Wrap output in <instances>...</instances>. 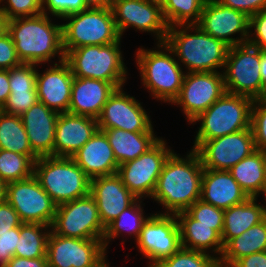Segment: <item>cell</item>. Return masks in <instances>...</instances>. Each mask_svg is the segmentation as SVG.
I'll return each instance as SVG.
<instances>
[{"instance_id": "8", "label": "cell", "mask_w": 266, "mask_h": 267, "mask_svg": "<svg viewBox=\"0 0 266 267\" xmlns=\"http://www.w3.org/2000/svg\"><path fill=\"white\" fill-rule=\"evenodd\" d=\"M62 46L69 50L89 45H106L117 42L121 36L116 28L111 8H88L63 18Z\"/></svg>"}, {"instance_id": "55", "label": "cell", "mask_w": 266, "mask_h": 267, "mask_svg": "<svg viewBox=\"0 0 266 267\" xmlns=\"http://www.w3.org/2000/svg\"><path fill=\"white\" fill-rule=\"evenodd\" d=\"M7 183L0 179V203L6 201Z\"/></svg>"}, {"instance_id": "39", "label": "cell", "mask_w": 266, "mask_h": 267, "mask_svg": "<svg viewBox=\"0 0 266 267\" xmlns=\"http://www.w3.org/2000/svg\"><path fill=\"white\" fill-rule=\"evenodd\" d=\"M36 64H24L9 69L10 92L37 91Z\"/></svg>"}, {"instance_id": "7", "label": "cell", "mask_w": 266, "mask_h": 267, "mask_svg": "<svg viewBox=\"0 0 266 267\" xmlns=\"http://www.w3.org/2000/svg\"><path fill=\"white\" fill-rule=\"evenodd\" d=\"M252 98L225 92L193 123L201 122L194 142H205L251 128Z\"/></svg>"}, {"instance_id": "38", "label": "cell", "mask_w": 266, "mask_h": 267, "mask_svg": "<svg viewBox=\"0 0 266 267\" xmlns=\"http://www.w3.org/2000/svg\"><path fill=\"white\" fill-rule=\"evenodd\" d=\"M186 212L196 220V224L213 226V229L222 235L224 227V210L216 208L199 199L190 206Z\"/></svg>"}, {"instance_id": "53", "label": "cell", "mask_w": 266, "mask_h": 267, "mask_svg": "<svg viewBox=\"0 0 266 267\" xmlns=\"http://www.w3.org/2000/svg\"><path fill=\"white\" fill-rule=\"evenodd\" d=\"M260 73L262 82L266 81V50H260Z\"/></svg>"}, {"instance_id": "19", "label": "cell", "mask_w": 266, "mask_h": 267, "mask_svg": "<svg viewBox=\"0 0 266 267\" xmlns=\"http://www.w3.org/2000/svg\"><path fill=\"white\" fill-rule=\"evenodd\" d=\"M106 252L101 239H78L55 234L47 240L48 267H92Z\"/></svg>"}, {"instance_id": "10", "label": "cell", "mask_w": 266, "mask_h": 267, "mask_svg": "<svg viewBox=\"0 0 266 267\" xmlns=\"http://www.w3.org/2000/svg\"><path fill=\"white\" fill-rule=\"evenodd\" d=\"M51 230L65 237L103 240L105 227L100 221L94 197L88 194L58 205Z\"/></svg>"}, {"instance_id": "2", "label": "cell", "mask_w": 266, "mask_h": 267, "mask_svg": "<svg viewBox=\"0 0 266 267\" xmlns=\"http://www.w3.org/2000/svg\"><path fill=\"white\" fill-rule=\"evenodd\" d=\"M50 19L41 13L8 21V33L21 63L46 64L57 55L59 62L65 60L62 24H54Z\"/></svg>"}, {"instance_id": "20", "label": "cell", "mask_w": 266, "mask_h": 267, "mask_svg": "<svg viewBox=\"0 0 266 267\" xmlns=\"http://www.w3.org/2000/svg\"><path fill=\"white\" fill-rule=\"evenodd\" d=\"M90 194L96 200L99 218L104 227L138 199L117 173L91 179Z\"/></svg>"}, {"instance_id": "15", "label": "cell", "mask_w": 266, "mask_h": 267, "mask_svg": "<svg viewBox=\"0 0 266 267\" xmlns=\"http://www.w3.org/2000/svg\"><path fill=\"white\" fill-rule=\"evenodd\" d=\"M111 9L121 38L132 27L153 33L158 43L165 42L169 26L159 0H112Z\"/></svg>"}, {"instance_id": "16", "label": "cell", "mask_w": 266, "mask_h": 267, "mask_svg": "<svg viewBox=\"0 0 266 267\" xmlns=\"http://www.w3.org/2000/svg\"><path fill=\"white\" fill-rule=\"evenodd\" d=\"M226 92L223 73L191 72L185 73L178 97L172 105H179L192 122L200 113L206 111Z\"/></svg>"}, {"instance_id": "58", "label": "cell", "mask_w": 266, "mask_h": 267, "mask_svg": "<svg viewBox=\"0 0 266 267\" xmlns=\"http://www.w3.org/2000/svg\"><path fill=\"white\" fill-rule=\"evenodd\" d=\"M266 196V151H264V197Z\"/></svg>"}, {"instance_id": "4", "label": "cell", "mask_w": 266, "mask_h": 267, "mask_svg": "<svg viewBox=\"0 0 266 267\" xmlns=\"http://www.w3.org/2000/svg\"><path fill=\"white\" fill-rule=\"evenodd\" d=\"M157 47L158 50L139 48L135 53L136 64L148 92L155 99L170 104L178 97L186 72L165 42L157 43Z\"/></svg>"}, {"instance_id": "21", "label": "cell", "mask_w": 266, "mask_h": 267, "mask_svg": "<svg viewBox=\"0 0 266 267\" xmlns=\"http://www.w3.org/2000/svg\"><path fill=\"white\" fill-rule=\"evenodd\" d=\"M58 63L54 62V66L44 73L37 70L36 90L39 102L58 113H65L69 110L74 76L65 60Z\"/></svg>"}, {"instance_id": "22", "label": "cell", "mask_w": 266, "mask_h": 267, "mask_svg": "<svg viewBox=\"0 0 266 267\" xmlns=\"http://www.w3.org/2000/svg\"><path fill=\"white\" fill-rule=\"evenodd\" d=\"M98 129L95 118L69 112L60 113L55 127L54 157H71Z\"/></svg>"}, {"instance_id": "52", "label": "cell", "mask_w": 266, "mask_h": 267, "mask_svg": "<svg viewBox=\"0 0 266 267\" xmlns=\"http://www.w3.org/2000/svg\"><path fill=\"white\" fill-rule=\"evenodd\" d=\"M87 8H111L112 0H84Z\"/></svg>"}, {"instance_id": "42", "label": "cell", "mask_w": 266, "mask_h": 267, "mask_svg": "<svg viewBox=\"0 0 266 267\" xmlns=\"http://www.w3.org/2000/svg\"><path fill=\"white\" fill-rule=\"evenodd\" d=\"M251 129L257 150L266 151V104L254 101L251 109Z\"/></svg>"}, {"instance_id": "40", "label": "cell", "mask_w": 266, "mask_h": 267, "mask_svg": "<svg viewBox=\"0 0 266 267\" xmlns=\"http://www.w3.org/2000/svg\"><path fill=\"white\" fill-rule=\"evenodd\" d=\"M5 0H0V4ZM0 6L2 13L12 20L15 18L36 16L42 12V0H7Z\"/></svg>"}, {"instance_id": "36", "label": "cell", "mask_w": 266, "mask_h": 267, "mask_svg": "<svg viewBox=\"0 0 266 267\" xmlns=\"http://www.w3.org/2000/svg\"><path fill=\"white\" fill-rule=\"evenodd\" d=\"M34 161L27 155L0 149V179L6 183L34 175Z\"/></svg>"}, {"instance_id": "14", "label": "cell", "mask_w": 266, "mask_h": 267, "mask_svg": "<svg viewBox=\"0 0 266 267\" xmlns=\"http://www.w3.org/2000/svg\"><path fill=\"white\" fill-rule=\"evenodd\" d=\"M192 149L200 157L203 168L211 170H229L257 150L251 128L194 142Z\"/></svg>"}, {"instance_id": "41", "label": "cell", "mask_w": 266, "mask_h": 267, "mask_svg": "<svg viewBox=\"0 0 266 267\" xmlns=\"http://www.w3.org/2000/svg\"><path fill=\"white\" fill-rule=\"evenodd\" d=\"M38 101L37 91L10 92L6 103L0 110L9 115L21 116Z\"/></svg>"}, {"instance_id": "27", "label": "cell", "mask_w": 266, "mask_h": 267, "mask_svg": "<svg viewBox=\"0 0 266 267\" xmlns=\"http://www.w3.org/2000/svg\"><path fill=\"white\" fill-rule=\"evenodd\" d=\"M176 217L180 228L182 248L205 253L214 252L213 255L216 253L221 256L224 245L221 235L213 229V226L196 224V220L186 211L177 213Z\"/></svg>"}, {"instance_id": "9", "label": "cell", "mask_w": 266, "mask_h": 267, "mask_svg": "<svg viewBox=\"0 0 266 267\" xmlns=\"http://www.w3.org/2000/svg\"><path fill=\"white\" fill-rule=\"evenodd\" d=\"M226 92L255 100L263 86L260 49L247 43L231 46L224 65Z\"/></svg>"}, {"instance_id": "17", "label": "cell", "mask_w": 266, "mask_h": 267, "mask_svg": "<svg viewBox=\"0 0 266 267\" xmlns=\"http://www.w3.org/2000/svg\"><path fill=\"white\" fill-rule=\"evenodd\" d=\"M196 25L229 46L247 43L250 34V17L221 4L218 0H206ZM236 33H239L240 37L233 38L232 35Z\"/></svg>"}, {"instance_id": "54", "label": "cell", "mask_w": 266, "mask_h": 267, "mask_svg": "<svg viewBox=\"0 0 266 267\" xmlns=\"http://www.w3.org/2000/svg\"><path fill=\"white\" fill-rule=\"evenodd\" d=\"M8 18L0 10V37L8 32Z\"/></svg>"}, {"instance_id": "46", "label": "cell", "mask_w": 266, "mask_h": 267, "mask_svg": "<svg viewBox=\"0 0 266 267\" xmlns=\"http://www.w3.org/2000/svg\"><path fill=\"white\" fill-rule=\"evenodd\" d=\"M19 237L20 226L0 234V267H6L9 260L15 256Z\"/></svg>"}, {"instance_id": "6", "label": "cell", "mask_w": 266, "mask_h": 267, "mask_svg": "<svg viewBox=\"0 0 266 267\" xmlns=\"http://www.w3.org/2000/svg\"><path fill=\"white\" fill-rule=\"evenodd\" d=\"M121 38L106 45H89L69 50L65 54L74 77L111 82L116 88L124 87L127 67L120 48Z\"/></svg>"}, {"instance_id": "51", "label": "cell", "mask_w": 266, "mask_h": 267, "mask_svg": "<svg viewBox=\"0 0 266 267\" xmlns=\"http://www.w3.org/2000/svg\"><path fill=\"white\" fill-rule=\"evenodd\" d=\"M10 95L9 70L0 69V109L6 103Z\"/></svg>"}, {"instance_id": "13", "label": "cell", "mask_w": 266, "mask_h": 267, "mask_svg": "<svg viewBox=\"0 0 266 267\" xmlns=\"http://www.w3.org/2000/svg\"><path fill=\"white\" fill-rule=\"evenodd\" d=\"M6 200L22 223L51 226L57 205L33 175L28 179L7 183Z\"/></svg>"}, {"instance_id": "44", "label": "cell", "mask_w": 266, "mask_h": 267, "mask_svg": "<svg viewBox=\"0 0 266 267\" xmlns=\"http://www.w3.org/2000/svg\"><path fill=\"white\" fill-rule=\"evenodd\" d=\"M249 29L251 33L248 43L260 50H266V9L250 17ZM251 30L254 31L253 34Z\"/></svg>"}, {"instance_id": "12", "label": "cell", "mask_w": 266, "mask_h": 267, "mask_svg": "<svg viewBox=\"0 0 266 267\" xmlns=\"http://www.w3.org/2000/svg\"><path fill=\"white\" fill-rule=\"evenodd\" d=\"M139 252L154 267L171 257L181 248L180 228L176 214L154 213L144 222L140 235L135 241Z\"/></svg>"}, {"instance_id": "48", "label": "cell", "mask_w": 266, "mask_h": 267, "mask_svg": "<svg viewBox=\"0 0 266 267\" xmlns=\"http://www.w3.org/2000/svg\"><path fill=\"white\" fill-rule=\"evenodd\" d=\"M23 223L14 208L6 200L0 203V234L6 233Z\"/></svg>"}, {"instance_id": "23", "label": "cell", "mask_w": 266, "mask_h": 267, "mask_svg": "<svg viewBox=\"0 0 266 267\" xmlns=\"http://www.w3.org/2000/svg\"><path fill=\"white\" fill-rule=\"evenodd\" d=\"M58 112L37 102L21 115L32 151L38 156H54L55 127Z\"/></svg>"}, {"instance_id": "11", "label": "cell", "mask_w": 266, "mask_h": 267, "mask_svg": "<svg viewBox=\"0 0 266 267\" xmlns=\"http://www.w3.org/2000/svg\"><path fill=\"white\" fill-rule=\"evenodd\" d=\"M162 137L145 153L118 166L117 174L138 199L151 198L163 165L173 150Z\"/></svg>"}, {"instance_id": "32", "label": "cell", "mask_w": 266, "mask_h": 267, "mask_svg": "<svg viewBox=\"0 0 266 267\" xmlns=\"http://www.w3.org/2000/svg\"><path fill=\"white\" fill-rule=\"evenodd\" d=\"M0 149L39 158L31 149L21 116L9 115L0 110Z\"/></svg>"}, {"instance_id": "3", "label": "cell", "mask_w": 266, "mask_h": 267, "mask_svg": "<svg viewBox=\"0 0 266 267\" xmlns=\"http://www.w3.org/2000/svg\"><path fill=\"white\" fill-rule=\"evenodd\" d=\"M190 31L194 33L191 34ZM165 43L188 73L218 72V68L224 67L231 47L205 33L196 24L169 27Z\"/></svg>"}, {"instance_id": "34", "label": "cell", "mask_w": 266, "mask_h": 267, "mask_svg": "<svg viewBox=\"0 0 266 267\" xmlns=\"http://www.w3.org/2000/svg\"><path fill=\"white\" fill-rule=\"evenodd\" d=\"M50 232L51 226L23 223L20 226V237L15 247V256L31 259L46 257Z\"/></svg>"}, {"instance_id": "35", "label": "cell", "mask_w": 266, "mask_h": 267, "mask_svg": "<svg viewBox=\"0 0 266 267\" xmlns=\"http://www.w3.org/2000/svg\"><path fill=\"white\" fill-rule=\"evenodd\" d=\"M159 2L165 21L172 27L197 24L206 0H159Z\"/></svg>"}, {"instance_id": "45", "label": "cell", "mask_w": 266, "mask_h": 267, "mask_svg": "<svg viewBox=\"0 0 266 267\" xmlns=\"http://www.w3.org/2000/svg\"><path fill=\"white\" fill-rule=\"evenodd\" d=\"M14 43L10 34L7 32L0 37V69L9 70L20 66Z\"/></svg>"}, {"instance_id": "30", "label": "cell", "mask_w": 266, "mask_h": 267, "mask_svg": "<svg viewBox=\"0 0 266 267\" xmlns=\"http://www.w3.org/2000/svg\"><path fill=\"white\" fill-rule=\"evenodd\" d=\"M263 251H266V218L224 245L219 266L230 267L241 257Z\"/></svg>"}, {"instance_id": "24", "label": "cell", "mask_w": 266, "mask_h": 267, "mask_svg": "<svg viewBox=\"0 0 266 267\" xmlns=\"http://www.w3.org/2000/svg\"><path fill=\"white\" fill-rule=\"evenodd\" d=\"M71 158L90 179L115 174L119 166L106 134L99 129Z\"/></svg>"}, {"instance_id": "50", "label": "cell", "mask_w": 266, "mask_h": 267, "mask_svg": "<svg viewBox=\"0 0 266 267\" xmlns=\"http://www.w3.org/2000/svg\"><path fill=\"white\" fill-rule=\"evenodd\" d=\"M6 267H48V262L47 257L31 259L14 256L9 260Z\"/></svg>"}, {"instance_id": "18", "label": "cell", "mask_w": 266, "mask_h": 267, "mask_svg": "<svg viewBox=\"0 0 266 267\" xmlns=\"http://www.w3.org/2000/svg\"><path fill=\"white\" fill-rule=\"evenodd\" d=\"M148 113L135 97L127 95L123 87L109 96L97 118L99 130L121 129L130 132H147L152 128Z\"/></svg>"}, {"instance_id": "49", "label": "cell", "mask_w": 266, "mask_h": 267, "mask_svg": "<svg viewBox=\"0 0 266 267\" xmlns=\"http://www.w3.org/2000/svg\"><path fill=\"white\" fill-rule=\"evenodd\" d=\"M230 267H266V251L241 257Z\"/></svg>"}, {"instance_id": "26", "label": "cell", "mask_w": 266, "mask_h": 267, "mask_svg": "<svg viewBox=\"0 0 266 267\" xmlns=\"http://www.w3.org/2000/svg\"><path fill=\"white\" fill-rule=\"evenodd\" d=\"M248 198L229 170H203L200 197L203 202L226 210Z\"/></svg>"}, {"instance_id": "57", "label": "cell", "mask_w": 266, "mask_h": 267, "mask_svg": "<svg viewBox=\"0 0 266 267\" xmlns=\"http://www.w3.org/2000/svg\"><path fill=\"white\" fill-rule=\"evenodd\" d=\"M106 252L97 260V262L92 267H110L107 263Z\"/></svg>"}, {"instance_id": "47", "label": "cell", "mask_w": 266, "mask_h": 267, "mask_svg": "<svg viewBox=\"0 0 266 267\" xmlns=\"http://www.w3.org/2000/svg\"><path fill=\"white\" fill-rule=\"evenodd\" d=\"M221 4L246 14L248 17L266 9V0H218Z\"/></svg>"}, {"instance_id": "28", "label": "cell", "mask_w": 266, "mask_h": 267, "mask_svg": "<svg viewBox=\"0 0 266 267\" xmlns=\"http://www.w3.org/2000/svg\"><path fill=\"white\" fill-rule=\"evenodd\" d=\"M101 131L106 134L118 165L141 156L160 139L154 134L153 127L147 132H130L116 128Z\"/></svg>"}, {"instance_id": "5", "label": "cell", "mask_w": 266, "mask_h": 267, "mask_svg": "<svg viewBox=\"0 0 266 267\" xmlns=\"http://www.w3.org/2000/svg\"><path fill=\"white\" fill-rule=\"evenodd\" d=\"M34 176L57 206L90 194L91 179L71 157H39Z\"/></svg>"}, {"instance_id": "37", "label": "cell", "mask_w": 266, "mask_h": 267, "mask_svg": "<svg viewBox=\"0 0 266 267\" xmlns=\"http://www.w3.org/2000/svg\"><path fill=\"white\" fill-rule=\"evenodd\" d=\"M154 267H220L219 257L210 253L180 248Z\"/></svg>"}, {"instance_id": "25", "label": "cell", "mask_w": 266, "mask_h": 267, "mask_svg": "<svg viewBox=\"0 0 266 267\" xmlns=\"http://www.w3.org/2000/svg\"><path fill=\"white\" fill-rule=\"evenodd\" d=\"M115 90L111 82L74 77L68 112L97 119Z\"/></svg>"}, {"instance_id": "29", "label": "cell", "mask_w": 266, "mask_h": 267, "mask_svg": "<svg viewBox=\"0 0 266 267\" xmlns=\"http://www.w3.org/2000/svg\"><path fill=\"white\" fill-rule=\"evenodd\" d=\"M265 218L266 206L257 204V198L253 197L224 210V227L221 235L223 245Z\"/></svg>"}, {"instance_id": "1", "label": "cell", "mask_w": 266, "mask_h": 267, "mask_svg": "<svg viewBox=\"0 0 266 267\" xmlns=\"http://www.w3.org/2000/svg\"><path fill=\"white\" fill-rule=\"evenodd\" d=\"M185 158L174 151L166 159L152 199L163 205L164 214L186 211L201 197L203 166L194 149Z\"/></svg>"}, {"instance_id": "33", "label": "cell", "mask_w": 266, "mask_h": 267, "mask_svg": "<svg viewBox=\"0 0 266 267\" xmlns=\"http://www.w3.org/2000/svg\"><path fill=\"white\" fill-rule=\"evenodd\" d=\"M141 199H137L130 207L123 210L119 216L105 227L103 246L107 252V246L111 240L120 237L125 231L129 236L138 239L144 222L148 219L143 214ZM146 217V218H145Z\"/></svg>"}, {"instance_id": "56", "label": "cell", "mask_w": 266, "mask_h": 267, "mask_svg": "<svg viewBox=\"0 0 266 267\" xmlns=\"http://www.w3.org/2000/svg\"><path fill=\"white\" fill-rule=\"evenodd\" d=\"M254 101H258V102L266 104V81L263 82L262 89H261L258 97Z\"/></svg>"}, {"instance_id": "31", "label": "cell", "mask_w": 266, "mask_h": 267, "mask_svg": "<svg viewBox=\"0 0 266 267\" xmlns=\"http://www.w3.org/2000/svg\"><path fill=\"white\" fill-rule=\"evenodd\" d=\"M229 171L248 197L264 195V151H254Z\"/></svg>"}, {"instance_id": "43", "label": "cell", "mask_w": 266, "mask_h": 267, "mask_svg": "<svg viewBox=\"0 0 266 267\" xmlns=\"http://www.w3.org/2000/svg\"><path fill=\"white\" fill-rule=\"evenodd\" d=\"M86 9L84 0H42V12L46 15L50 12L60 19Z\"/></svg>"}]
</instances>
